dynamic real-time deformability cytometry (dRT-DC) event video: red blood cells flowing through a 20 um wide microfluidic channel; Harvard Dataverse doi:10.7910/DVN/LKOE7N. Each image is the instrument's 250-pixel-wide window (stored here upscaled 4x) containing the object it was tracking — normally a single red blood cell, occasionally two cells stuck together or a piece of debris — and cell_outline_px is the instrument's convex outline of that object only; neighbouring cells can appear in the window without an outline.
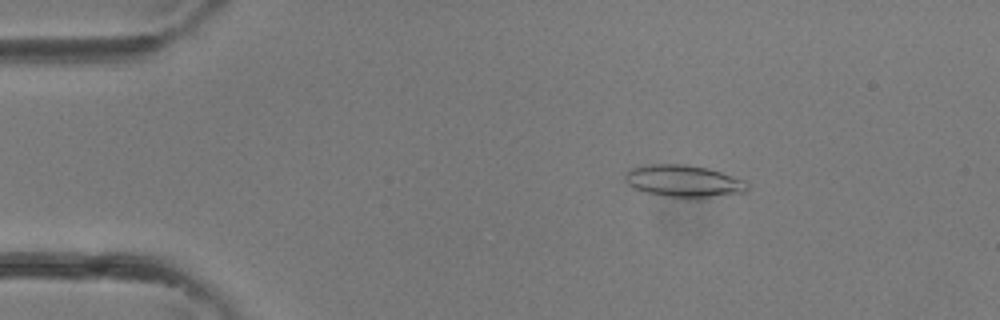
{"species": "common noctule bat (a hibernating species)", "species_latin": "Nyctalus noctula", "temperature_condition": "room temperature", "stored_images_in_passage": 34, "camera_frame_rate_fps": 3000, "um_per_image_px": 0.085, "animal": {"sex": "female"}, "frame": {"image": 1, "passage_image": 6, "time_ms": 1.667, "image_size_px": [1000, 320], "cell_outline_px": [[748, 188], [744, 192], [696, 200], [664, 196], [644, 192], [632, 188], [624, 180], [624, 176], [628, 168], [652, 164], [688, 164], [708, 168], [744, 180], [748, 184]], "centroid_in_image_um": [58.08, 15.41], "position_along_channel_um": 26.9, "area_um2": 23.47}}
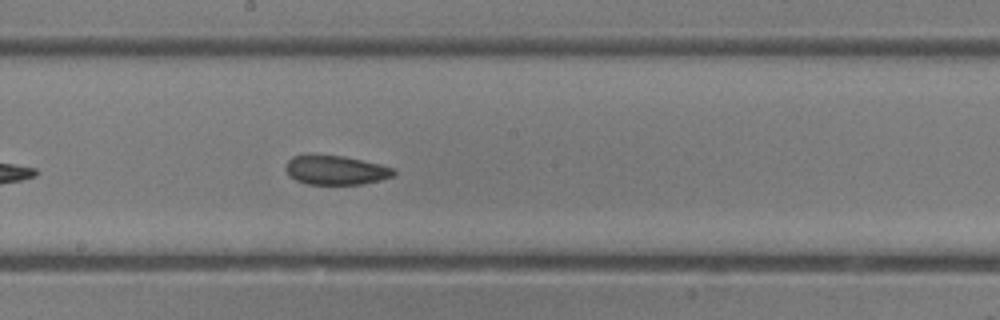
{"frame": {"image": 2, "passage_image": 18, "time_ms": 5.667, "image_size_px": [1000, 320], "cell_outline_px": [[396, 172], [392, 176], [380, 180], [364, 184], [308, 184], [296, 180], [284, 168], [284, 164], [292, 156], [344, 156], [380, 164], [396, 168]], "centroid_in_image_um": [28.57, 14.47], "position_along_channel_um": 219.6, "area_um2": 18.15}}
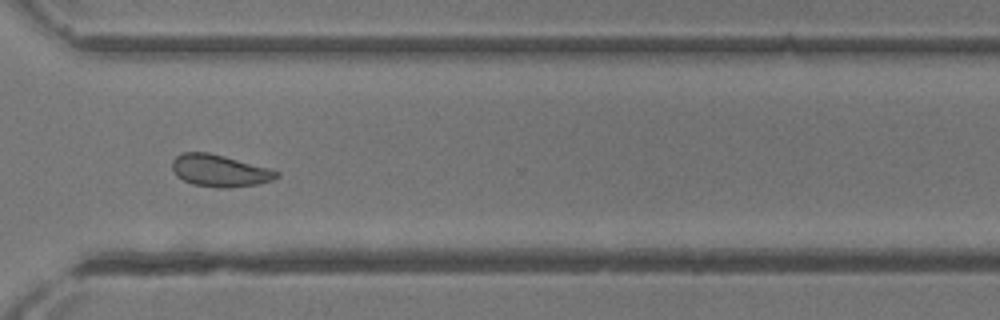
{"frame": {"image": 3, "passage_image": 25, "time_ms": 8.0, "image_size_px": [1000, 320], "cell_outline_px": [[280, 176], [272, 180], [256, 184], [228, 188], [220, 188], [192, 184], [176, 176], [172, 168], [172, 160], [180, 152], [208, 152], [224, 156], [268, 168], [280, 172]], "centroid_in_image_um": [18.64, 14.5], "position_along_channel_um": 352.0, "area_um2": 19.42}}